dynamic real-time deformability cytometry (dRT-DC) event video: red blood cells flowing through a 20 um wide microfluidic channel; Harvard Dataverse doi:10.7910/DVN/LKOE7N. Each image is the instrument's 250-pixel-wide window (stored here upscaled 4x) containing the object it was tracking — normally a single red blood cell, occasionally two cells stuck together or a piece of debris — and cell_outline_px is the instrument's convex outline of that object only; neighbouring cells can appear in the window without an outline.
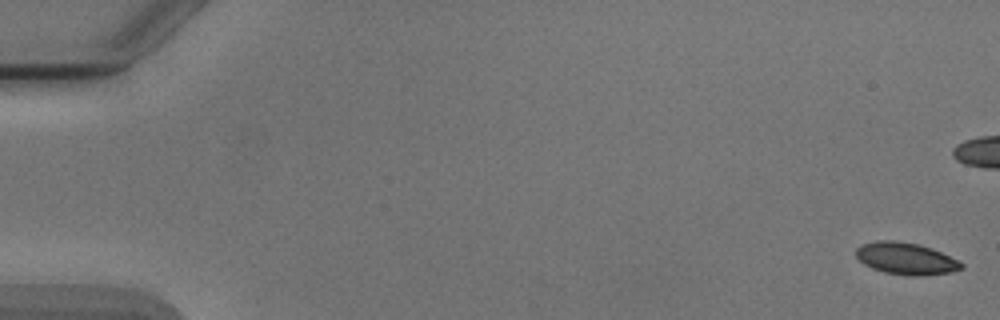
{"species": "Egyptian fruit bat (a non-hibernating species)", "species_latin": "Rousettus aegyptiacus", "temperature_condition": "cold", "stored_images_in_passage": 54, "camera_frame_rate_fps": 3000, "um_per_image_px": 0.085, "animal": {"sex": "male"}, "frame": {"image": 1, "passage_image": 1, "time_ms": 0.0, "image_size_px": [1000, 320], "cell_outline_px": [[964, 268], [952, 272], [924, 276], [908, 276], [884, 272], [872, 268], [864, 264], [856, 256], [856, 248], [860, 244], [876, 240], [896, 240], [920, 244], [932, 248], [960, 260], [964, 264]], "centroid_in_image_um": [77.03, 21.97], "position_along_channel_um": 8.0, "area_um2": 20.06}}
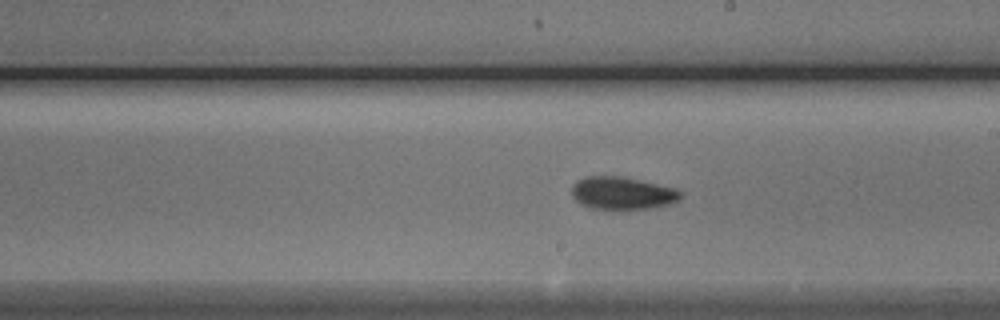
{"frame": {"image": 2, "passage_image": 31, "time_ms": 10.0, "image_size_px": [1000, 320], "cell_outline_px": [[684, 192], [680, 200], [672, 204], [656, 208], [624, 212], [612, 212], [592, 208], [580, 204], [572, 196], [572, 184], [588, 176], [620, 176], [676, 188]], "centroid_in_image_um": [52.95, 16.49], "position_along_channel_um": 236.0, "area_um2": 21.73}}
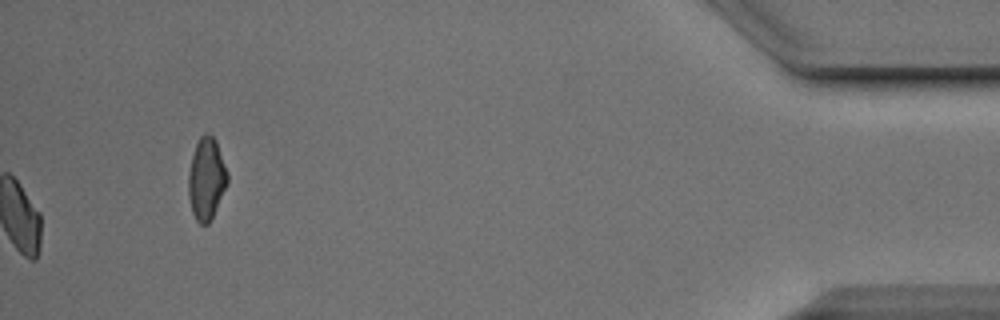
{"frame": {"image": 3, "passage_image": 54, "time_ms": 17.667, "image_size_px": [1000, 320], "cell_outline_px": [[228, 184], [208, 224], [200, 224], [196, 220], [192, 212], [188, 196], [188, 176], [192, 156], [196, 144], [200, 136], [204, 132], [212, 136], [216, 140], [228, 172]], "centroid_in_image_um": [17.55, 15.18], "position_along_channel_um": 417.7, "area_um2": 18.67}, "authors_computed_cell_mechanics": {"area_um2": 19.9988, "velocity_mm_per_s": 3.8866, "shape_relaxation_time_tau1_ms": 3.4556, "shape_relaxation_time_tau2_ms": 4.7434, "deformation_change_tau1": 0.1038, "deformation_change_tau2": 0.0838}}